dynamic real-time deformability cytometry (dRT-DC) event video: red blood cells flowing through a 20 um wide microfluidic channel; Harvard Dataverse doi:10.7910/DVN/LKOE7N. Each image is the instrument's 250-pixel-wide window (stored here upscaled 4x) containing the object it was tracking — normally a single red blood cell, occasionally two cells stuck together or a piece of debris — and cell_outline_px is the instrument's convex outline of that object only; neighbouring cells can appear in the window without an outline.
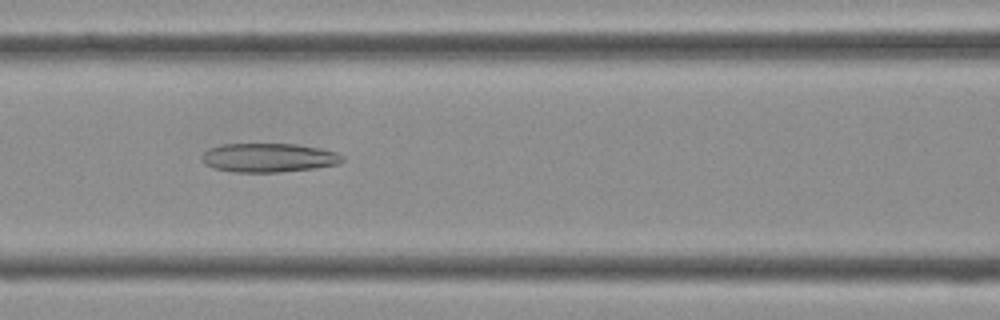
{"species": "Egyptian fruit bat (a non-hibernating species)", "species_latin": "Rousettus aegyptiacus", "temperature_condition": "cold", "stored_images_in_passage": 41, "camera_frame_rate_fps": 3000, "um_per_image_px": 0.085, "frame": {"image": 1, "passage_image": 17, "time_ms": 5.333, "image_size_px": [1000, 320], "cell_outline_px": [[344, 160], [340, 164], [316, 168], [280, 172], [236, 172], [212, 168], [204, 164], [200, 156], [208, 148], [220, 144], [296, 144], [320, 148], [336, 152], [344, 156]], "centroid_in_image_um": [22.83, 13.4], "position_along_channel_um": 143.8, "area_um2": 23.99}}
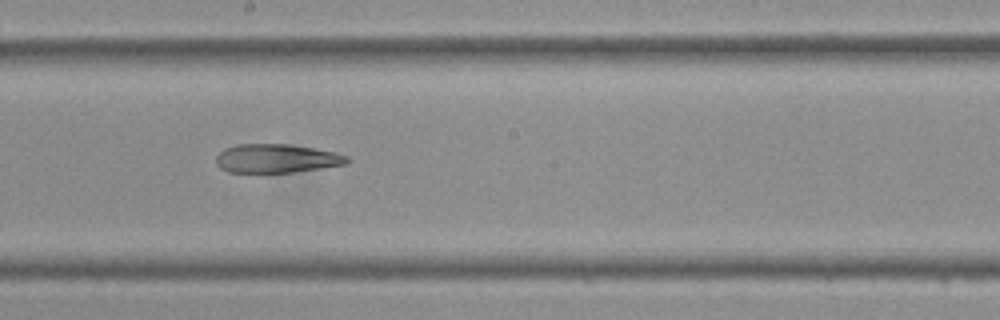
{"frame": {"image": 2, "passage_image": 22, "time_ms": 7.0, "image_size_px": [1000, 320], "cell_outline_px": [[348, 160], [344, 164], [320, 168], [292, 172], [228, 172], [220, 168], [216, 164], [216, 156], [224, 148], [236, 144], [288, 144], [336, 152], [348, 156]], "centroid_in_image_um": [23.45, 13.46], "position_along_channel_um": 224.7, "area_um2": 21.79}}
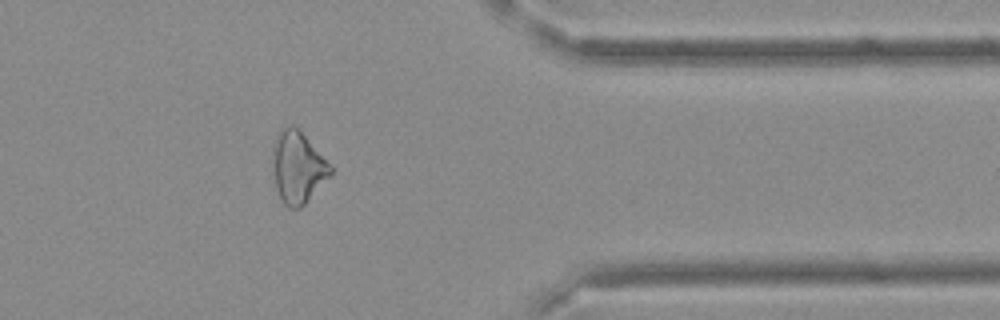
{"frame": {"image": 3, "passage_image": 33, "time_ms": 10.667, "image_size_px": [1000, 320], "cell_outline_px": [[332, 172], [304, 204], [300, 208], [288, 208], [284, 204], [276, 188], [272, 160], [272, 148], [276, 136], [288, 124], [292, 124], [304, 136], [332, 168]], "centroid_in_image_um": [25.26, 14.23], "position_along_channel_um": 386.1, "area_um2": 23.35}}